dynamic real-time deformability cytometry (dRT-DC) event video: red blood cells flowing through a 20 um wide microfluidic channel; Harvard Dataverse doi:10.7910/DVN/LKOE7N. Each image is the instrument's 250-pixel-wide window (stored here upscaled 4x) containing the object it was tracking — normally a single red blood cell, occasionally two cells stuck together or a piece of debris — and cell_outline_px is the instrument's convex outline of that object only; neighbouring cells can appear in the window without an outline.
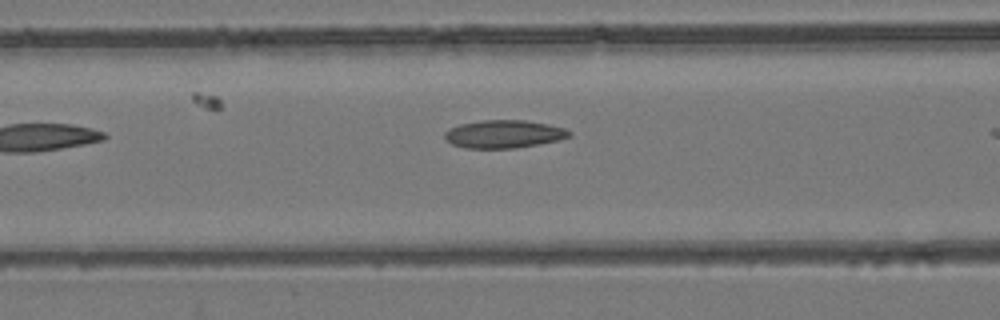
{"species": "common noctule bat (a hibernating species)", "species_latin": "Nyctalus noctula", "temperature_condition": "room temperature", "stored_images_in_passage": 7, "camera_frame_rate_fps": 3000, "um_per_image_px": 0.085, "animal": {"sex": "female", "body_mass_g": 24.6, "forearm_length_mm": 56.2}, "frame": {"image": 1, "passage_image": 6, "time_ms": 5.667, "image_size_px": [1000, 320], "cell_outline_px": [[572, 136], [560, 140], [540, 144], [516, 148], [468, 148], [452, 144], [444, 140], [444, 132], [448, 128], [460, 124], [480, 120], [524, 120], [548, 124], [564, 128], [572, 132]], "centroid_in_image_um": [42.83, 11.39], "position_along_channel_um": 123.8, "area_um2": 20.52}}